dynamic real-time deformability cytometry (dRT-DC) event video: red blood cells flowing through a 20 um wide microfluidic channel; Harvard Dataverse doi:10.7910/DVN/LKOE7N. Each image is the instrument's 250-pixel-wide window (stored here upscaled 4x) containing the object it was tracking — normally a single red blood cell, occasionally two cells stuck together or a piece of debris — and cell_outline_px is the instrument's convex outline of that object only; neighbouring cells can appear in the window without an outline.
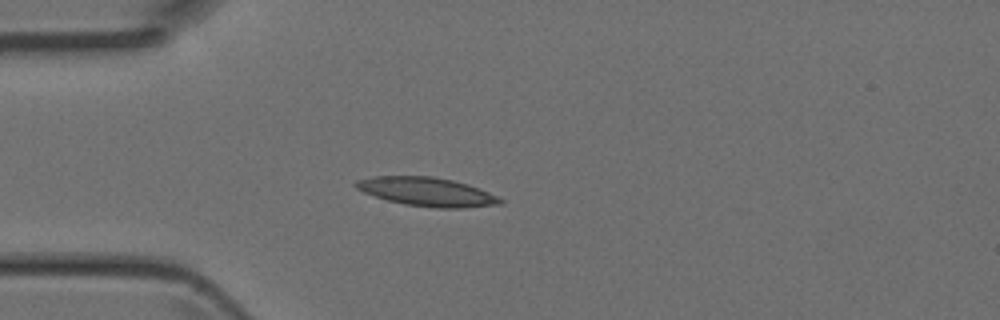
{"species": "Egyptian fruit bat (a non-hibernating species)", "species_latin": "Rousettus aegyptiacus", "temperature_condition": "room temperature", "stored_images_in_passage": 2, "camera_frame_rate_fps": 3000, "um_per_image_px": 0.085, "animal": {"sex": "female"}, "frame": {"image": 1, "passage_image": 2, "time_ms": 0.333, "image_size_px": [1000, 320], "cell_outline_px": [[504, 204], [464, 208], [436, 208], [404, 204], [388, 200], [364, 192], [356, 188], [352, 184], [356, 180], [376, 176], [432, 176], [452, 180], [468, 184], [488, 192], [504, 200]], "centroid_in_image_um": [36.3, 16.3], "position_along_channel_um": 48.7, "area_um2": 24.16}}